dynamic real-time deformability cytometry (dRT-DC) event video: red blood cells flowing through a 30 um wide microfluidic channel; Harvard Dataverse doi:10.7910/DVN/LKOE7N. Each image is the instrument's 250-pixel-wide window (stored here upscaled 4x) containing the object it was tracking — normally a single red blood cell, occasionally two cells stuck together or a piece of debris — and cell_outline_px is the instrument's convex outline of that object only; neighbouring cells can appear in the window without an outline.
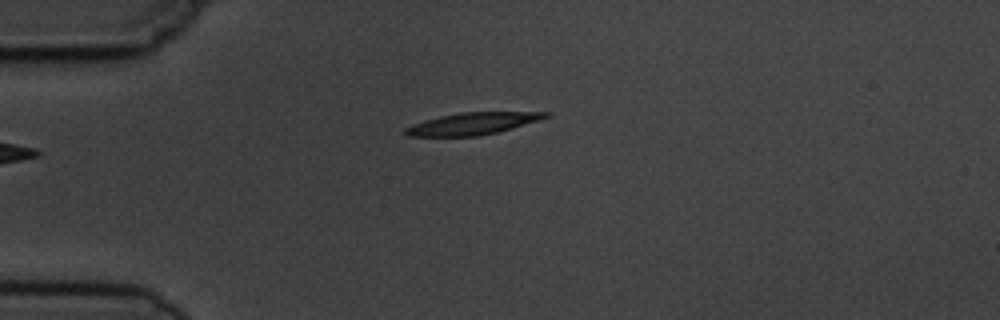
{"species": "common noctule bat (a hibernating species)", "species_latin": "Nyctalus noctula", "temperature_condition": "cold", "stored_images_in_passage": 3, "camera_frame_rate_fps": 3000, "um_per_image_px": 0.085, "animal": {"sex": "male", "body_mass_g": 19.5, "forearm_length_mm": 54.6}, "frame": {"image": 1, "passage_image": 1, "time_ms": 0.0, "image_size_px": [1000, 320], "cell_outline_px": [[552, 116], [540, 120], [512, 128], [496, 132], [476, 136], [408, 136], [404, 132], [404, 128], [412, 124], [424, 120], [440, 116], [460, 112], [552, 112]], "centroid_in_image_um": [40.19, 10.5], "position_along_channel_um": 44.8, "area_um2": 17.98}}
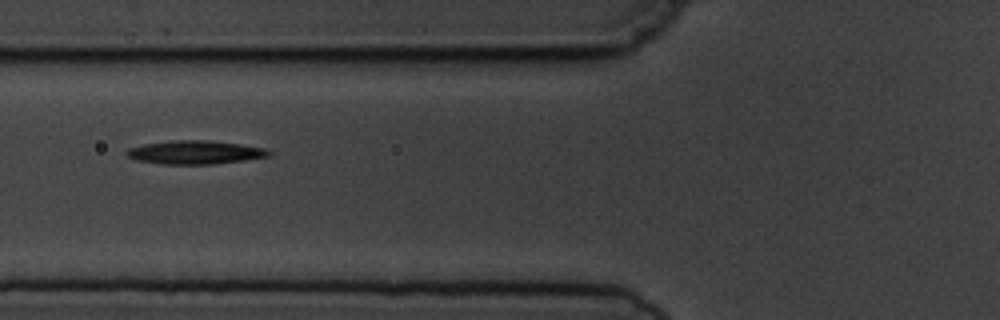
{"frame": {"image": 2, "passage_image": 3, "time_ms": 2.333, "image_size_px": [1000, 320], "cell_outline_px": [[272, 152], [268, 156], [244, 160], [212, 164], [160, 164], [136, 160], [128, 156], [124, 152], [128, 148], [144, 144], [172, 140], [208, 140], [240, 144], [264, 148]], "centroid_in_image_um": [16.54, 12.94], "position_along_channel_um": 109.3, "area_um2": 19.42}}